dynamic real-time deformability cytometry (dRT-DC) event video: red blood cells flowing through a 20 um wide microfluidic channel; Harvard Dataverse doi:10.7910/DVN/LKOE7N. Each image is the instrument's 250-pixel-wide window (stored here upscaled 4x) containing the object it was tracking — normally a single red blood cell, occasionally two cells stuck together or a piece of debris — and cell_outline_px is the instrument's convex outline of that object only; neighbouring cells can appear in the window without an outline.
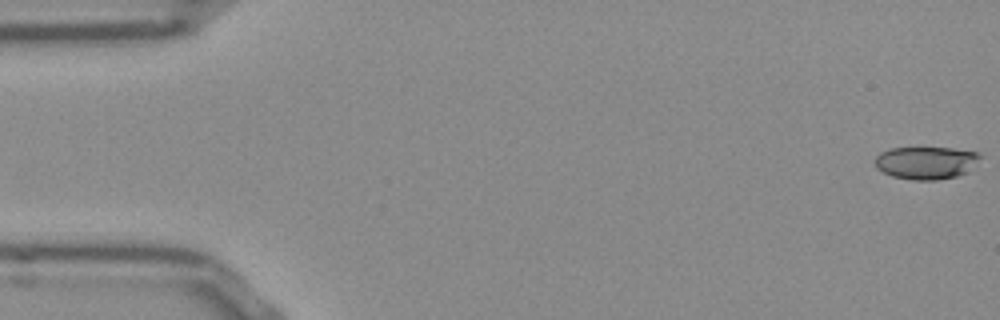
{"species": "Egyptian fruit bat (a non-hibernating species)", "species_latin": "Rousettus aegyptiacus", "temperature_condition": "room temperature", "stored_images_in_passage": 11, "camera_frame_rate_fps": 3000, "um_per_image_px": 0.085, "frame": {"image": 1, "passage_image": 1, "time_ms": 0.0, "image_size_px": [1000, 320], "cell_outline_px": [[980, 156], [968, 172], [956, 176], [936, 180], [912, 180], [892, 176], [876, 168], [872, 160], [880, 152], [892, 148], [952, 148], [976, 152]], "centroid_in_image_um": [78.65, 13.84], "position_along_channel_um": 6.4, "area_um2": 19.94}}